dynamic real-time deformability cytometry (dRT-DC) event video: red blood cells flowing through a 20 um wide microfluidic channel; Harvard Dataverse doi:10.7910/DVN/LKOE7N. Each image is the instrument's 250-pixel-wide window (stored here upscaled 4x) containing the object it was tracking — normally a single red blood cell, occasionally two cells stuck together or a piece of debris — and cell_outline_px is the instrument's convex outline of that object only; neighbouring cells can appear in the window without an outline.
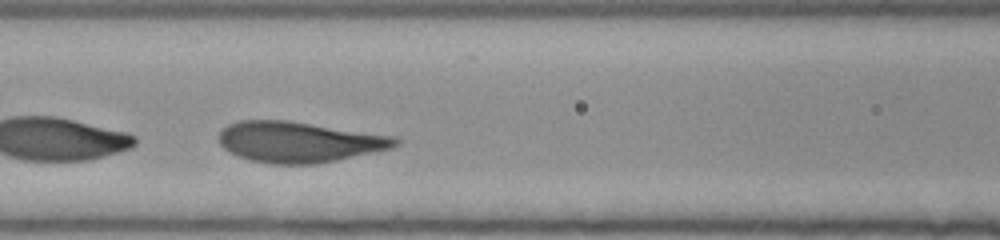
{"species": "human", "species_latin": "Homo sapiens", "temperature_condition": "room temperature", "stored_images_in_passage": 32, "camera_frame_rate_fps": 3000, "um_per_image_px": 0.085, "donor": {"sex": "female"}, "frame": {"image": 1, "passage_image": 12, "time_ms": 3.667, "image_size_px": [1000, 240], "cell_outline_px": [[400, 144], [392, 148], [336, 160], [316, 164], [268, 164], [252, 160], [240, 156], [224, 148], [220, 144], [216, 136], [228, 124], [240, 120], [288, 120], [396, 136], [400, 140]], "centroid_in_image_um": [25.43, 12.06], "position_along_channel_um": 141.2, "area_um2": 41.96}}
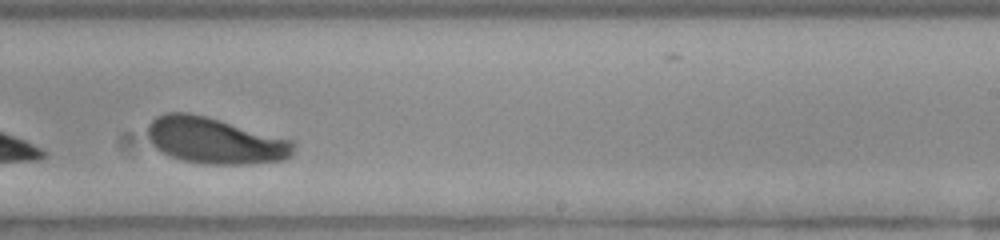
{"frame": {"image": 2, "passage_image": 22, "time_ms": 7.0, "image_size_px": [1000, 240], "cell_outline_px": [[296, 144], [292, 156], [284, 160], [252, 164], [208, 164], [180, 160], [156, 148], [152, 144], [148, 136], [148, 124], [156, 116], [164, 112], [188, 112], [220, 120], [296, 140]], "centroid_in_image_um": [18.33, 11.95], "position_along_channel_um": 270.7, "area_um2": 39.65}}
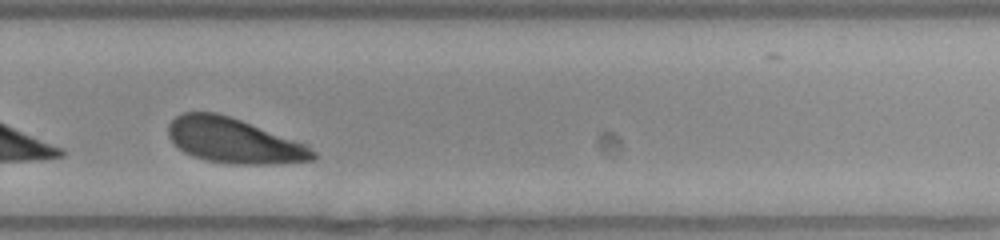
{"frame": {"image": 3, "passage_image": 25, "time_ms": 8.0, "image_size_px": [1000, 240], "cell_outline_px": [[316, 160], [276, 164], [228, 164], [208, 160], [192, 156], [184, 152], [168, 136], [168, 124], [176, 116], [184, 112], [216, 112], [240, 120], [304, 144], [316, 152]], "centroid_in_image_um": [19.86, 11.97], "position_along_channel_um": 309.9, "area_um2": 37.51}, "authors_computed_cell_mechanics": {"area_um2": 41.5871, "velocity_mm_per_s": 3.9041, "shape_relaxation_time_tau1_ms": 3.2287, "shape_relaxation_time_tau2_ms": null, "deformation_change_tau1": 0.1777, "deformation_change_tau2": null}}